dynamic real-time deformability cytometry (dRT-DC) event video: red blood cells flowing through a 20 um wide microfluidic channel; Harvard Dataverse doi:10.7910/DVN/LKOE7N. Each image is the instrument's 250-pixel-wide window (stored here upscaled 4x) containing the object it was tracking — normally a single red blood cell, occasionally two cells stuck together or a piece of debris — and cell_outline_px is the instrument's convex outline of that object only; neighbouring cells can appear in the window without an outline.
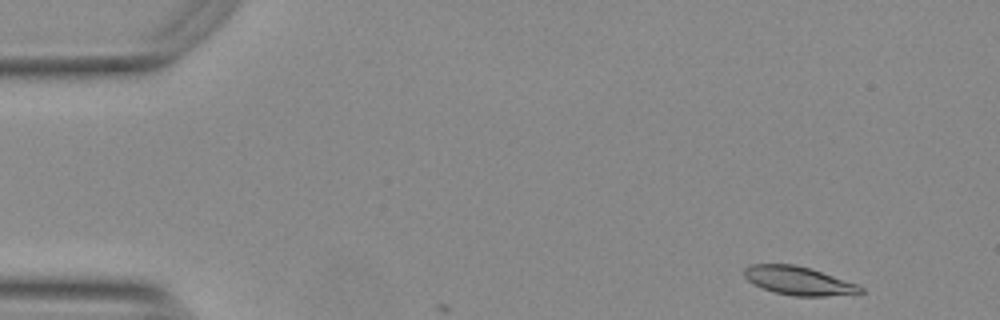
{"species": "Egyptian fruit bat (a non-hibernating species)", "species_latin": "Rousettus aegyptiacus", "temperature_condition": "warm", "stored_images_in_passage": 4, "camera_frame_rate_fps": 3000, "um_per_image_px": 0.085, "animal": {"sex": "female"}, "frame": {"image": 1, "passage_image": 1, "time_ms": 0.0, "image_size_px": [1000, 320], "cell_outline_px": [[864, 292], [824, 296], [792, 296], [776, 292], [752, 284], [744, 276], [744, 268], [752, 264], [792, 264], [812, 268], [856, 284], [864, 288]], "centroid_in_image_um": [67.85, 23.85], "position_along_channel_um": 17.1, "area_um2": 19.13}}